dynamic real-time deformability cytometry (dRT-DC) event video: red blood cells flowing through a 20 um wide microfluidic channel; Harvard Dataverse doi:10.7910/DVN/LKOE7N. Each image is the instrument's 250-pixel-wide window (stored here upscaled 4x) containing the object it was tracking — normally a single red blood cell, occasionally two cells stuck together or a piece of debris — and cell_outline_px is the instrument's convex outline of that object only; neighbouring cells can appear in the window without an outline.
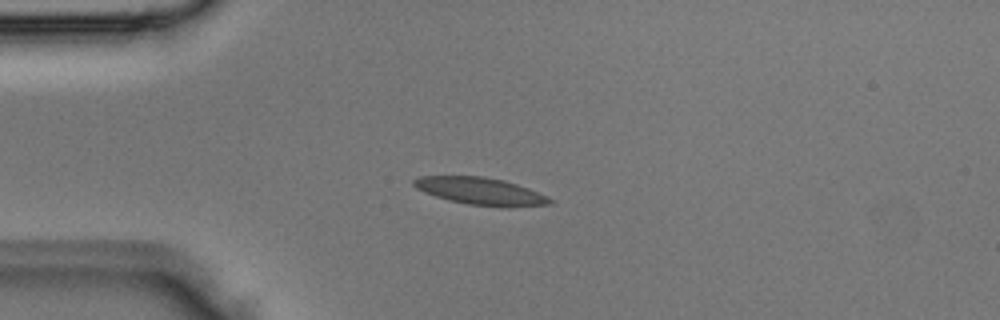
{"species": "Egyptian fruit bat (a non-hibernating species)", "species_latin": "Rousettus aegyptiacus", "temperature_condition": "room temperature", "stored_images_in_passage": 2, "camera_frame_rate_fps": 3000, "um_per_image_px": 0.085, "animal": {"sex": "male"}, "frame": {"image": 1, "passage_image": 2, "time_ms": 0.333, "image_size_px": [1000, 320], "cell_outline_px": [[552, 204], [468, 204], [436, 196], [424, 192], [416, 188], [412, 184], [412, 180], [420, 176], [484, 176], [504, 180], [528, 188], [548, 196], [552, 200]], "centroid_in_image_um": [40.73, 16.18], "position_along_channel_um": 44.3, "area_um2": 20.46}}